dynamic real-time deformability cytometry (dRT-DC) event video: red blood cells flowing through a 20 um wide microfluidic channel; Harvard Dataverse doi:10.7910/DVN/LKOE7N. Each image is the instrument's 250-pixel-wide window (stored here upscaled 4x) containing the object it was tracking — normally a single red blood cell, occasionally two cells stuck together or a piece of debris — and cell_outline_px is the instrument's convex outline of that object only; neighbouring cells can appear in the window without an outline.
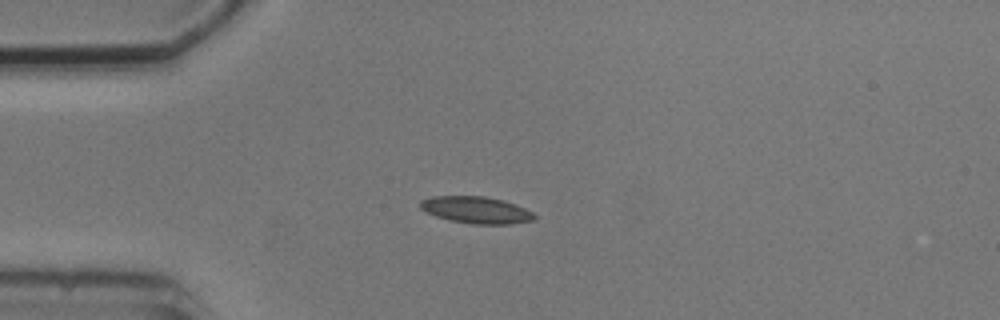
{"species": "common noctule bat (a hibernating species)", "species_latin": "Nyctalus noctula", "temperature_condition": "cold", "stored_images_in_passage": 4, "camera_frame_rate_fps": 3000, "um_per_image_px": 0.085, "animal": {"sex": "male", "body_mass_g": 20.5, "forearm_length_mm": 52.5}, "frame": {"image": 1, "passage_image": 3, "time_ms": 2.333, "image_size_px": [1000, 320], "cell_outline_px": [[536, 220], [508, 224], [472, 224], [452, 220], [436, 216], [420, 208], [420, 200], [432, 196], [484, 196], [504, 200], [516, 204], [532, 212], [536, 216]], "centroid_in_image_um": [40.5, 17.84], "position_along_channel_um": 44.5, "area_um2": 17.8}}